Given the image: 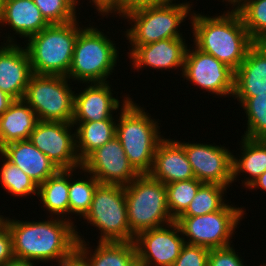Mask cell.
<instances>
[{"label": "cell", "instance_id": "6da1fadb", "mask_svg": "<svg viewBox=\"0 0 266 266\" xmlns=\"http://www.w3.org/2000/svg\"><path fill=\"white\" fill-rule=\"evenodd\" d=\"M54 218L24 222L6 217L14 258L34 263L55 260L59 264L69 257L77 247L76 225L70 218Z\"/></svg>", "mask_w": 266, "mask_h": 266}, {"label": "cell", "instance_id": "7a4b0ae2", "mask_svg": "<svg viewBox=\"0 0 266 266\" xmlns=\"http://www.w3.org/2000/svg\"><path fill=\"white\" fill-rule=\"evenodd\" d=\"M190 19L193 46L236 71L254 44L239 12L233 8L216 17L194 12Z\"/></svg>", "mask_w": 266, "mask_h": 266}, {"label": "cell", "instance_id": "3957f363", "mask_svg": "<svg viewBox=\"0 0 266 266\" xmlns=\"http://www.w3.org/2000/svg\"><path fill=\"white\" fill-rule=\"evenodd\" d=\"M121 112L116 121L115 136L125 154L139 174H149L154 163L158 144L164 139L159 123L128 96L121 102Z\"/></svg>", "mask_w": 266, "mask_h": 266}, {"label": "cell", "instance_id": "277c9868", "mask_svg": "<svg viewBox=\"0 0 266 266\" xmlns=\"http://www.w3.org/2000/svg\"><path fill=\"white\" fill-rule=\"evenodd\" d=\"M79 27V28H78ZM77 19L65 24H50L28 38V52L34 74L67 76L78 33Z\"/></svg>", "mask_w": 266, "mask_h": 266}, {"label": "cell", "instance_id": "5b68a950", "mask_svg": "<svg viewBox=\"0 0 266 266\" xmlns=\"http://www.w3.org/2000/svg\"><path fill=\"white\" fill-rule=\"evenodd\" d=\"M143 5L126 11L120 17L132 24L126 29L130 45H148L157 41L183 37L178 30L186 17L191 16V4L173 3Z\"/></svg>", "mask_w": 266, "mask_h": 266}, {"label": "cell", "instance_id": "8992f818", "mask_svg": "<svg viewBox=\"0 0 266 266\" xmlns=\"http://www.w3.org/2000/svg\"><path fill=\"white\" fill-rule=\"evenodd\" d=\"M94 26L84 27L75 43L67 78L80 83H105L119 58L116 44Z\"/></svg>", "mask_w": 266, "mask_h": 266}, {"label": "cell", "instance_id": "52a82bcc", "mask_svg": "<svg viewBox=\"0 0 266 266\" xmlns=\"http://www.w3.org/2000/svg\"><path fill=\"white\" fill-rule=\"evenodd\" d=\"M124 191L128 223L135 237L175 221L168 211L166 185L150 174H139Z\"/></svg>", "mask_w": 266, "mask_h": 266}, {"label": "cell", "instance_id": "ba28073f", "mask_svg": "<svg viewBox=\"0 0 266 266\" xmlns=\"http://www.w3.org/2000/svg\"><path fill=\"white\" fill-rule=\"evenodd\" d=\"M100 230L101 242L134 241L131 233L124 186L99 183L94 191L92 204L83 217Z\"/></svg>", "mask_w": 266, "mask_h": 266}, {"label": "cell", "instance_id": "9c48e42d", "mask_svg": "<svg viewBox=\"0 0 266 266\" xmlns=\"http://www.w3.org/2000/svg\"><path fill=\"white\" fill-rule=\"evenodd\" d=\"M68 80L58 75H31L23 100L38 121L72 123L75 91Z\"/></svg>", "mask_w": 266, "mask_h": 266}, {"label": "cell", "instance_id": "30bf717a", "mask_svg": "<svg viewBox=\"0 0 266 266\" xmlns=\"http://www.w3.org/2000/svg\"><path fill=\"white\" fill-rule=\"evenodd\" d=\"M244 213L243 207L226 204L216 212L179 216L175 221L180 226L184 238H188L185 243L215 249L231 245L232 235Z\"/></svg>", "mask_w": 266, "mask_h": 266}, {"label": "cell", "instance_id": "8fae6325", "mask_svg": "<svg viewBox=\"0 0 266 266\" xmlns=\"http://www.w3.org/2000/svg\"><path fill=\"white\" fill-rule=\"evenodd\" d=\"M72 127H75L72 123L38 121L28 140L59 170L76 171L82 167V162L76 151L75 132L71 133Z\"/></svg>", "mask_w": 266, "mask_h": 266}, {"label": "cell", "instance_id": "7c38bea8", "mask_svg": "<svg viewBox=\"0 0 266 266\" xmlns=\"http://www.w3.org/2000/svg\"><path fill=\"white\" fill-rule=\"evenodd\" d=\"M182 77L215 95H233L235 71L196 47L187 48Z\"/></svg>", "mask_w": 266, "mask_h": 266}, {"label": "cell", "instance_id": "4fadbf2b", "mask_svg": "<svg viewBox=\"0 0 266 266\" xmlns=\"http://www.w3.org/2000/svg\"><path fill=\"white\" fill-rule=\"evenodd\" d=\"M134 242L138 266H172L180 255L185 238L174 221L168 226L140 232Z\"/></svg>", "mask_w": 266, "mask_h": 266}, {"label": "cell", "instance_id": "5bb4252c", "mask_svg": "<svg viewBox=\"0 0 266 266\" xmlns=\"http://www.w3.org/2000/svg\"><path fill=\"white\" fill-rule=\"evenodd\" d=\"M80 170L92 174L101 184L122 186L130 184L139 175L116 136L93 151L82 162Z\"/></svg>", "mask_w": 266, "mask_h": 266}, {"label": "cell", "instance_id": "9a60e30c", "mask_svg": "<svg viewBox=\"0 0 266 266\" xmlns=\"http://www.w3.org/2000/svg\"><path fill=\"white\" fill-rule=\"evenodd\" d=\"M176 141L184 148L196 179L203 183L230 187L233 154L228 148L222 145Z\"/></svg>", "mask_w": 266, "mask_h": 266}, {"label": "cell", "instance_id": "2e32d148", "mask_svg": "<svg viewBox=\"0 0 266 266\" xmlns=\"http://www.w3.org/2000/svg\"><path fill=\"white\" fill-rule=\"evenodd\" d=\"M6 38L7 42L0 46V90L20 100L33 74L30 58L26 48L16 44L10 35Z\"/></svg>", "mask_w": 266, "mask_h": 266}, {"label": "cell", "instance_id": "e0dca14e", "mask_svg": "<svg viewBox=\"0 0 266 266\" xmlns=\"http://www.w3.org/2000/svg\"><path fill=\"white\" fill-rule=\"evenodd\" d=\"M128 53L132 60V67L137 71L142 67H153L162 71L168 69L179 70L178 67H184V60L187 51V43L185 39L172 38L157 41L148 45H131Z\"/></svg>", "mask_w": 266, "mask_h": 266}, {"label": "cell", "instance_id": "ac0fdd59", "mask_svg": "<svg viewBox=\"0 0 266 266\" xmlns=\"http://www.w3.org/2000/svg\"><path fill=\"white\" fill-rule=\"evenodd\" d=\"M112 91L109 82L91 83L82 92L74 94L72 122L114 119L112 113L121 105Z\"/></svg>", "mask_w": 266, "mask_h": 266}, {"label": "cell", "instance_id": "d6986e66", "mask_svg": "<svg viewBox=\"0 0 266 266\" xmlns=\"http://www.w3.org/2000/svg\"><path fill=\"white\" fill-rule=\"evenodd\" d=\"M149 174L165 185L195 178L184 148L176 140L166 138L157 146Z\"/></svg>", "mask_w": 266, "mask_h": 266}, {"label": "cell", "instance_id": "ffe728a7", "mask_svg": "<svg viewBox=\"0 0 266 266\" xmlns=\"http://www.w3.org/2000/svg\"><path fill=\"white\" fill-rule=\"evenodd\" d=\"M0 155L18 166L38 185L59 171L57 166L29 140L6 144L0 149Z\"/></svg>", "mask_w": 266, "mask_h": 266}, {"label": "cell", "instance_id": "44dd1931", "mask_svg": "<svg viewBox=\"0 0 266 266\" xmlns=\"http://www.w3.org/2000/svg\"><path fill=\"white\" fill-rule=\"evenodd\" d=\"M266 94V43H254L235 71L232 97Z\"/></svg>", "mask_w": 266, "mask_h": 266}, {"label": "cell", "instance_id": "7402d4cb", "mask_svg": "<svg viewBox=\"0 0 266 266\" xmlns=\"http://www.w3.org/2000/svg\"><path fill=\"white\" fill-rule=\"evenodd\" d=\"M4 23L24 39L50 25L33 0H2L0 25Z\"/></svg>", "mask_w": 266, "mask_h": 266}, {"label": "cell", "instance_id": "603a6c76", "mask_svg": "<svg viewBox=\"0 0 266 266\" xmlns=\"http://www.w3.org/2000/svg\"><path fill=\"white\" fill-rule=\"evenodd\" d=\"M76 229V250L88 261L90 266H138L137 249L134 241H98V246L93 249L87 247ZM90 248V250H89Z\"/></svg>", "mask_w": 266, "mask_h": 266}, {"label": "cell", "instance_id": "cb8c5ba5", "mask_svg": "<svg viewBox=\"0 0 266 266\" xmlns=\"http://www.w3.org/2000/svg\"><path fill=\"white\" fill-rule=\"evenodd\" d=\"M38 118L34 110L23 100H14L0 115V149L6 144L28 140Z\"/></svg>", "mask_w": 266, "mask_h": 266}, {"label": "cell", "instance_id": "d4e9b609", "mask_svg": "<svg viewBox=\"0 0 266 266\" xmlns=\"http://www.w3.org/2000/svg\"><path fill=\"white\" fill-rule=\"evenodd\" d=\"M241 137V156H238L240 159L233 155L232 183L240 173L249 174V177L242 181L244 188H247L266 171V139Z\"/></svg>", "mask_w": 266, "mask_h": 266}, {"label": "cell", "instance_id": "484cf974", "mask_svg": "<svg viewBox=\"0 0 266 266\" xmlns=\"http://www.w3.org/2000/svg\"><path fill=\"white\" fill-rule=\"evenodd\" d=\"M116 123L115 119L72 122L73 125H78L75 130V139L76 151L81 162L97 148L102 147L115 137Z\"/></svg>", "mask_w": 266, "mask_h": 266}, {"label": "cell", "instance_id": "4316f807", "mask_svg": "<svg viewBox=\"0 0 266 266\" xmlns=\"http://www.w3.org/2000/svg\"><path fill=\"white\" fill-rule=\"evenodd\" d=\"M69 170H59L45 182L38 185V195L42 207L54 216L64 218L69 215ZM65 214V215H64Z\"/></svg>", "mask_w": 266, "mask_h": 266}, {"label": "cell", "instance_id": "83f0119b", "mask_svg": "<svg viewBox=\"0 0 266 266\" xmlns=\"http://www.w3.org/2000/svg\"><path fill=\"white\" fill-rule=\"evenodd\" d=\"M254 43H266V0H242L234 7Z\"/></svg>", "mask_w": 266, "mask_h": 266}, {"label": "cell", "instance_id": "f1b7e54d", "mask_svg": "<svg viewBox=\"0 0 266 266\" xmlns=\"http://www.w3.org/2000/svg\"><path fill=\"white\" fill-rule=\"evenodd\" d=\"M227 187L216 183H203L187 209L180 216H198L222 209L226 203L223 194Z\"/></svg>", "mask_w": 266, "mask_h": 266}, {"label": "cell", "instance_id": "f546056e", "mask_svg": "<svg viewBox=\"0 0 266 266\" xmlns=\"http://www.w3.org/2000/svg\"><path fill=\"white\" fill-rule=\"evenodd\" d=\"M241 104L247 118L244 137L266 139V94L252 97H235Z\"/></svg>", "mask_w": 266, "mask_h": 266}, {"label": "cell", "instance_id": "4dcf8cb0", "mask_svg": "<svg viewBox=\"0 0 266 266\" xmlns=\"http://www.w3.org/2000/svg\"><path fill=\"white\" fill-rule=\"evenodd\" d=\"M73 172H75L74 169L69 170V214L75 213L77 216L84 217L89 211L94 191L100 182L92 174H89L87 179L74 180ZM72 179L74 181H71Z\"/></svg>", "mask_w": 266, "mask_h": 266}, {"label": "cell", "instance_id": "1f68e13d", "mask_svg": "<svg viewBox=\"0 0 266 266\" xmlns=\"http://www.w3.org/2000/svg\"><path fill=\"white\" fill-rule=\"evenodd\" d=\"M2 161L0 182L8 194L11 193L15 197L38 195V184L31 177L6 158Z\"/></svg>", "mask_w": 266, "mask_h": 266}, {"label": "cell", "instance_id": "d6a6232c", "mask_svg": "<svg viewBox=\"0 0 266 266\" xmlns=\"http://www.w3.org/2000/svg\"><path fill=\"white\" fill-rule=\"evenodd\" d=\"M202 184L196 178L166 184L168 211L174 220L187 209Z\"/></svg>", "mask_w": 266, "mask_h": 266}, {"label": "cell", "instance_id": "836d02e7", "mask_svg": "<svg viewBox=\"0 0 266 266\" xmlns=\"http://www.w3.org/2000/svg\"><path fill=\"white\" fill-rule=\"evenodd\" d=\"M49 24H65L74 21L76 0H33Z\"/></svg>", "mask_w": 266, "mask_h": 266}, {"label": "cell", "instance_id": "e575fe53", "mask_svg": "<svg viewBox=\"0 0 266 266\" xmlns=\"http://www.w3.org/2000/svg\"><path fill=\"white\" fill-rule=\"evenodd\" d=\"M210 249L185 243L172 266H208Z\"/></svg>", "mask_w": 266, "mask_h": 266}, {"label": "cell", "instance_id": "d590c367", "mask_svg": "<svg viewBox=\"0 0 266 266\" xmlns=\"http://www.w3.org/2000/svg\"><path fill=\"white\" fill-rule=\"evenodd\" d=\"M208 266H245L232 245L210 249Z\"/></svg>", "mask_w": 266, "mask_h": 266}, {"label": "cell", "instance_id": "8d00e7d4", "mask_svg": "<svg viewBox=\"0 0 266 266\" xmlns=\"http://www.w3.org/2000/svg\"><path fill=\"white\" fill-rule=\"evenodd\" d=\"M14 258L12 236L8 225L5 223L0 228V266Z\"/></svg>", "mask_w": 266, "mask_h": 266}, {"label": "cell", "instance_id": "74e56055", "mask_svg": "<svg viewBox=\"0 0 266 266\" xmlns=\"http://www.w3.org/2000/svg\"><path fill=\"white\" fill-rule=\"evenodd\" d=\"M169 1L171 0H119L117 5L107 15L109 16L110 13H115L116 15L118 14L120 16L126 11L139 6L161 4Z\"/></svg>", "mask_w": 266, "mask_h": 266}, {"label": "cell", "instance_id": "f35d334b", "mask_svg": "<svg viewBox=\"0 0 266 266\" xmlns=\"http://www.w3.org/2000/svg\"><path fill=\"white\" fill-rule=\"evenodd\" d=\"M59 266H90L88 261L75 250L69 257L61 261Z\"/></svg>", "mask_w": 266, "mask_h": 266}, {"label": "cell", "instance_id": "ab89813d", "mask_svg": "<svg viewBox=\"0 0 266 266\" xmlns=\"http://www.w3.org/2000/svg\"><path fill=\"white\" fill-rule=\"evenodd\" d=\"M78 4V0H76ZM94 3L95 9L99 12L100 15H103L107 17V14L117 5L119 0H92L90 1Z\"/></svg>", "mask_w": 266, "mask_h": 266}, {"label": "cell", "instance_id": "60d3db41", "mask_svg": "<svg viewBox=\"0 0 266 266\" xmlns=\"http://www.w3.org/2000/svg\"><path fill=\"white\" fill-rule=\"evenodd\" d=\"M14 101L12 97L0 90V115H2Z\"/></svg>", "mask_w": 266, "mask_h": 266}, {"label": "cell", "instance_id": "b9f144b4", "mask_svg": "<svg viewBox=\"0 0 266 266\" xmlns=\"http://www.w3.org/2000/svg\"><path fill=\"white\" fill-rule=\"evenodd\" d=\"M248 189L261 188V190L266 191V171L256 178L248 187Z\"/></svg>", "mask_w": 266, "mask_h": 266}, {"label": "cell", "instance_id": "7bdbcfd3", "mask_svg": "<svg viewBox=\"0 0 266 266\" xmlns=\"http://www.w3.org/2000/svg\"><path fill=\"white\" fill-rule=\"evenodd\" d=\"M2 266H35L34 262L26 261L23 259L13 258L7 261Z\"/></svg>", "mask_w": 266, "mask_h": 266}, {"label": "cell", "instance_id": "ee69618b", "mask_svg": "<svg viewBox=\"0 0 266 266\" xmlns=\"http://www.w3.org/2000/svg\"><path fill=\"white\" fill-rule=\"evenodd\" d=\"M223 1H224V0H223ZM226 1H227L228 3L230 2L229 4H231V5L233 4L232 7L234 8V7H235L236 5H238L242 0H225V2H226Z\"/></svg>", "mask_w": 266, "mask_h": 266}, {"label": "cell", "instance_id": "f6af8a7d", "mask_svg": "<svg viewBox=\"0 0 266 266\" xmlns=\"http://www.w3.org/2000/svg\"><path fill=\"white\" fill-rule=\"evenodd\" d=\"M6 218L2 215H0V228L5 224Z\"/></svg>", "mask_w": 266, "mask_h": 266}, {"label": "cell", "instance_id": "bcb514c9", "mask_svg": "<svg viewBox=\"0 0 266 266\" xmlns=\"http://www.w3.org/2000/svg\"><path fill=\"white\" fill-rule=\"evenodd\" d=\"M1 7H2V0H0V11H1Z\"/></svg>", "mask_w": 266, "mask_h": 266}]
</instances>
